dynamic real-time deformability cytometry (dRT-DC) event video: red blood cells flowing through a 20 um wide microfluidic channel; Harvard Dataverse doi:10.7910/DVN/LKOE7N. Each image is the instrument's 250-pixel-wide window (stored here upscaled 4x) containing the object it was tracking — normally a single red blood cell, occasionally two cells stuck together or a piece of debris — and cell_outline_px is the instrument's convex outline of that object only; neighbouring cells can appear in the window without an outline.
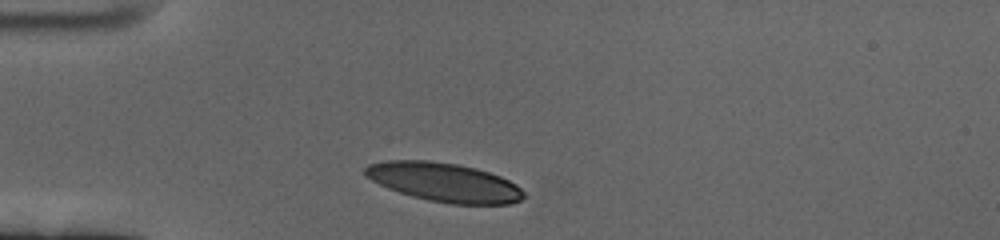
{"species": "human", "species_latin": "Homo sapiens", "temperature_condition": "cold", "stored_images_in_passage": 40, "camera_frame_rate_fps": 3000, "um_per_image_px": 0.085, "donor": {"sex": "female"}, "frame": {"image": 1, "passage_image": 1, "time_ms": 0.0, "image_size_px": [1000, 240], "cell_outline_px": [[524, 196], [520, 200], [512, 204], [448, 204], [428, 200], [412, 196], [388, 188], [364, 176], [364, 168], [368, 164], [388, 160], [428, 160], [456, 164], [476, 168], [500, 176], [516, 184], [524, 192]], "centroid_in_image_um": [37.74, 15.49], "position_along_channel_um": 47.3, "area_um2": 35.95}}
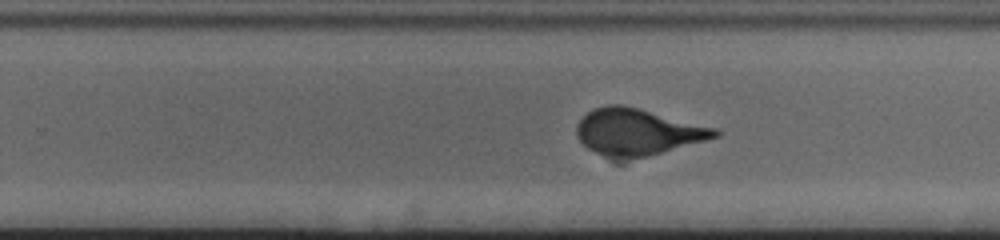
{"frame": {"image": 2, "passage_image": 19, "time_ms": 6.0, "image_size_px": [1000, 240], "cell_outline_px": [[720, 136], [648, 156], [604, 156], [588, 148], [576, 136], [576, 124], [592, 108], [608, 104], [620, 104], [716, 128], [720, 132]], "centroid_in_image_um": [54.17, 11.18], "position_along_channel_um": 275.6, "area_um2": 36.53}}
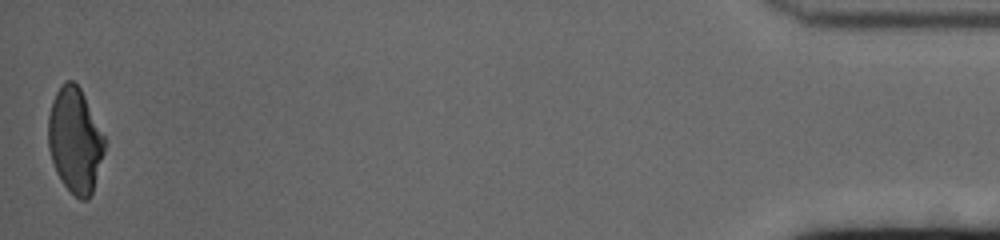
{"frame": {"image": 3, "passage_image": 40, "time_ms": 13.0, "image_size_px": [1000, 240], "cell_outline_px": [[104, 152], [92, 192], [88, 200], [80, 200], [60, 180], [56, 172], [48, 148], [48, 116], [52, 100], [56, 92], [64, 80], [72, 80], [80, 88], [104, 136]], "centroid_in_image_um": [6.35, 11.92], "position_along_channel_um": 428.9, "area_um2": 34.16}, "authors_computed_cell_mechanics": {"area_um2": 36.703, "velocity_mm_per_s": 3.3972, "shape_relaxation_time_tau1_ms": 3.7312, "shape_relaxation_time_tau2_ms": null, "deformation_change_tau1": 0.1252, "deformation_change_tau2": null}}